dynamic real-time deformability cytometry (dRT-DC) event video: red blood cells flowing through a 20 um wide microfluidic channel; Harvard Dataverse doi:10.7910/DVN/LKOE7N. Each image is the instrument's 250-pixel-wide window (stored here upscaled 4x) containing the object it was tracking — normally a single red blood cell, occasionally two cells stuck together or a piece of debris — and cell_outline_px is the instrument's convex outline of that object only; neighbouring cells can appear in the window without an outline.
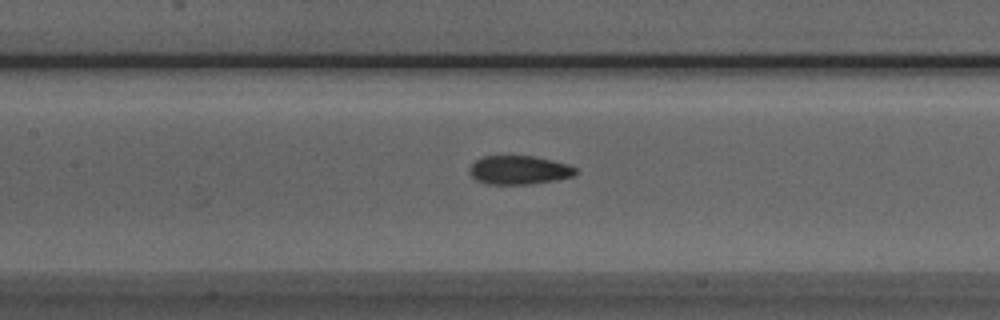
{"species": "Egyptian fruit bat (a non-hibernating species)", "species_latin": "Rousettus aegyptiacus", "temperature_condition": "room temperature", "stored_images_in_passage": 41, "camera_frame_rate_fps": 3000, "um_per_image_px": 0.085, "animal": {"sex": "male"}, "frame": {"image": 1, "passage_image": 12, "time_ms": 3.667, "image_size_px": [1000, 320], "cell_outline_px": [[576, 172], [572, 176], [556, 180], [528, 184], [488, 184], [476, 180], [468, 172], [468, 168], [476, 160], [484, 156], [536, 156], [568, 164], [576, 168]], "centroid_in_image_um": [44.1, 14.45], "position_along_channel_um": 163.3, "area_um2": 17.74}}
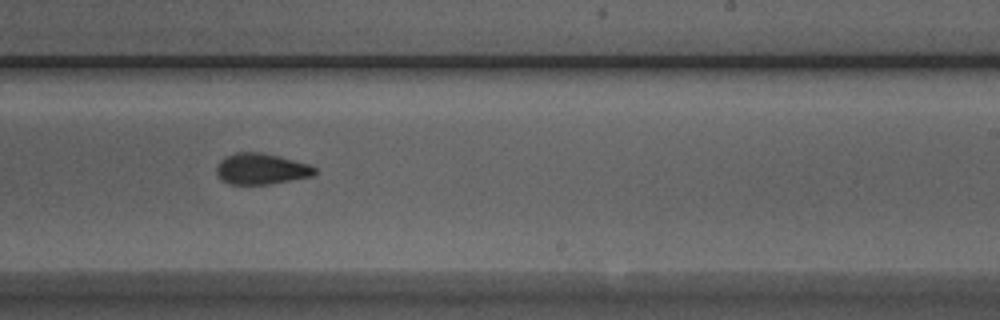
{"frame": {"image": 2, "passage_image": 20, "time_ms": 6.333, "image_size_px": [1000, 320], "cell_outline_px": [[316, 172], [312, 176], [268, 184], [228, 184], [220, 180], [216, 172], [216, 164], [224, 156], [236, 152], [260, 152], [280, 156], [308, 164], [316, 168]], "centroid_in_image_um": [22.14, 14.35], "position_along_channel_um": 266.9, "area_um2": 17.86}}
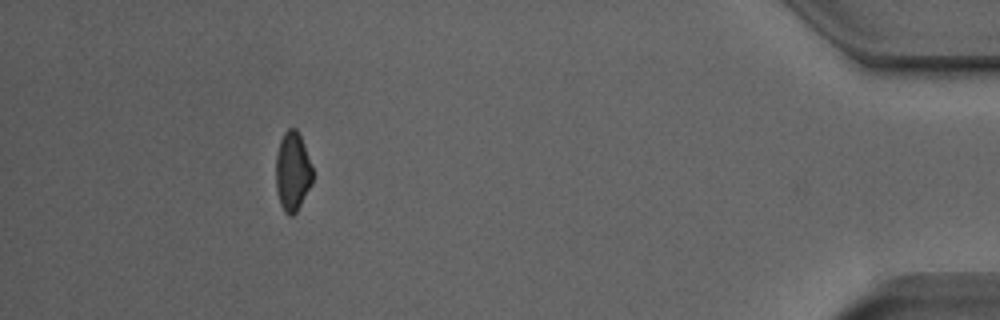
{"frame": {"image": 3, "passage_image": 36, "time_ms": 11.667, "image_size_px": [1000, 320], "cell_outline_px": [[312, 184], [296, 212], [292, 216], [288, 216], [284, 212], [280, 204], [276, 188], [276, 156], [280, 140], [284, 132], [288, 128], [296, 128], [300, 136], [312, 168]], "centroid_in_image_um": [24.85, 14.6], "position_along_channel_um": 410.4, "area_um2": 16.82}, "authors_computed_cell_mechanics": {"area_um2": 18.0914, "velocity_mm_per_s": 3.9004, "shape_relaxation_time_tau1_ms": 6.8058, "shape_relaxation_time_tau2_ms": 1.6792, "deformation_change_tau1": 0.16, "deformation_change_tau2": 0.079}}